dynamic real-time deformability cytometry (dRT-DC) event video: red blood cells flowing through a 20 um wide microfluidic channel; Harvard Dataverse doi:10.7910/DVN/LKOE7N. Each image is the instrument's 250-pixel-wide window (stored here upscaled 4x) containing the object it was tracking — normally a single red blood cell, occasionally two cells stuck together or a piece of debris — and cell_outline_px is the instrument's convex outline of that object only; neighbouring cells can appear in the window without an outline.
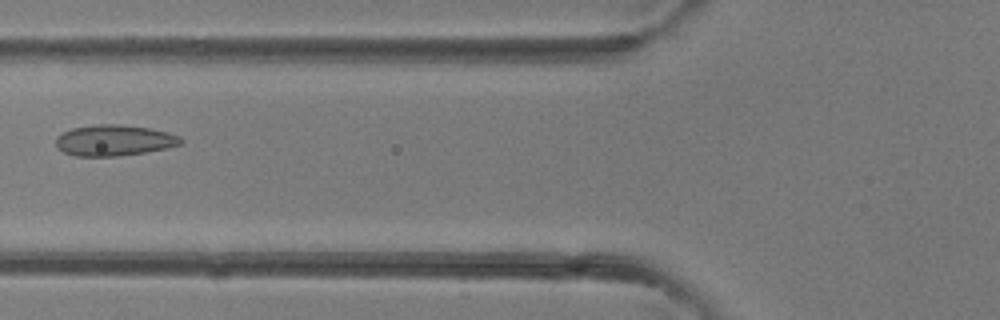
{"species": "common noctule bat (a hibernating species)", "species_latin": "Nyctalus noctula", "temperature_condition": "room temperature", "stored_images_in_passage": 38, "camera_frame_rate_fps": 3000, "um_per_image_px": 0.085, "animal": {"sex": "female"}, "frame": {"image": 1, "passage_image": 12, "time_ms": 3.667, "image_size_px": [1000, 320], "cell_outline_px": [[184, 140], [180, 144], [168, 148], [120, 156], [72, 156], [56, 148], [56, 136], [72, 128], [96, 124], [120, 124], [148, 128], [168, 132], [180, 136]], "centroid_in_image_um": [9.69, 11.93], "position_along_channel_um": 116.1, "area_um2": 22.66}}
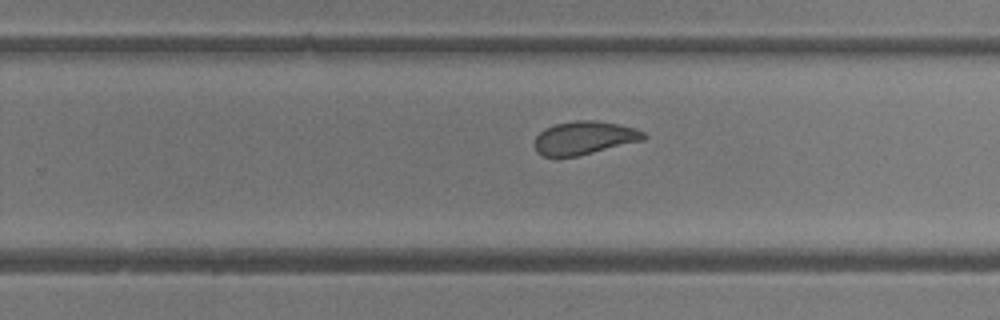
{"frame": {"image": 2, "passage_image": 22, "time_ms": 7.0, "image_size_px": [1000, 320], "cell_outline_px": [[648, 136], [644, 140], [580, 156], [544, 156], [536, 152], [536, 136], [544, 128], [556, 124], [576, 120], [596, 120], [636, 128], [644, 132]], "centroid_in_image_um": [49.7, 11.72], "position_along_channel_um": 280.1, "area_um2": 21.15}}
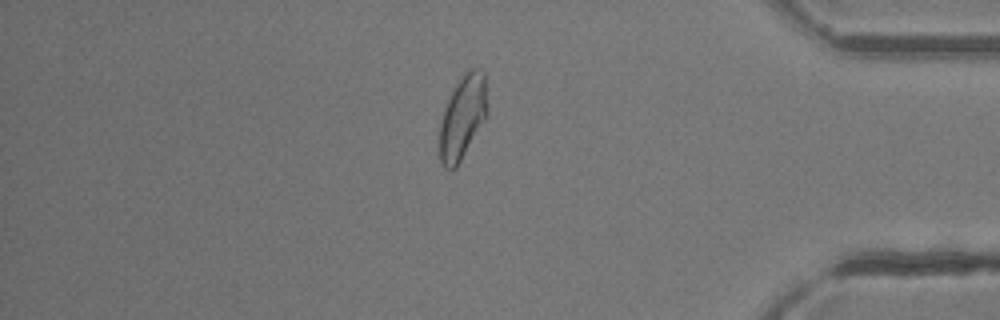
{"frame": {"image": 3, "passage_image": 31, "time_ms": 10.0, "image_size_px": [1000, 320], "cell_outline_px": [[488, 116], [456, 168], [452, 172], [444, 168], [440, 160], [440, 120], [444, 108], [452, 88], [456, 80], [472, 68], [480, 68], [484, 72], [488, 108]], "centroid_in_image_um": [39.33, 9.96], "position_along_channel_um": 395.9, "area_um2": 23.81}}